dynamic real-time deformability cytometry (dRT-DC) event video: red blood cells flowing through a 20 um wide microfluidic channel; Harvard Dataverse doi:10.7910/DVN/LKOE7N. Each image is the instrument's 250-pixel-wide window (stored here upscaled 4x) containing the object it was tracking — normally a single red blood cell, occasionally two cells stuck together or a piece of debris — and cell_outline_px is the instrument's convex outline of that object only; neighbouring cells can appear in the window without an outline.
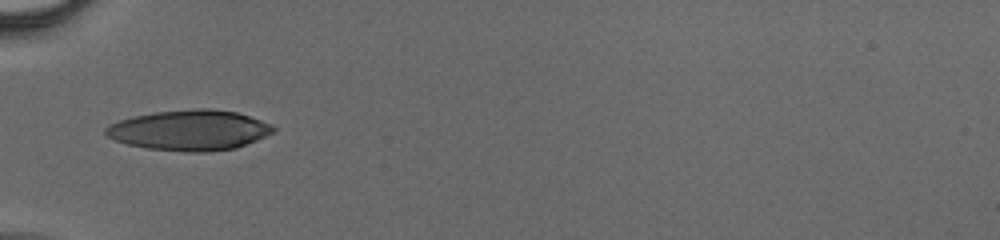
{"species": "human", "species_latin": "Homo sapiens", "temperature_condition": "cold", "stored_images_in_passage": 36, "camera_frame_rate_fps": 3000, "um_per_image_px": 0.085, "donor": {"sex": "male"}, "frame": {"image": 1, "passage_image": 1, "time_ms": 0.0, "image_size_px": [1000, 240], "cell_outline_px": [[276, 132], [236, 148], [208, 152], [192, 152], [148, 148], [128, 144], [104, 136], [104, 128], [108, 124], [132, 116], [156, 112], [196, 108], [212, 108], [236, 112], [272, 124], [276, 128]], "centroid_in_image_um": [16.11, 11.06], "position_along_channel_um": 68.9, "area_um2": 39.54}}
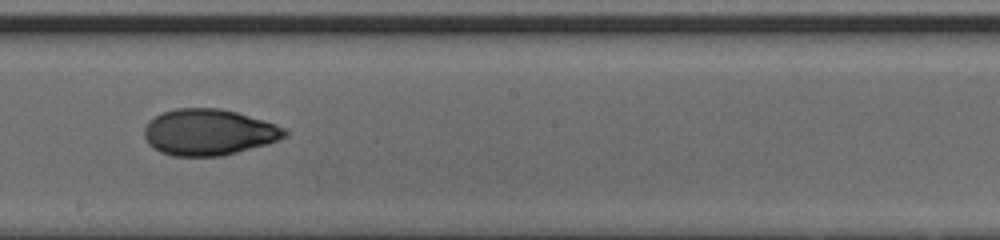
{"frame": {"image": 2, "passage_image": 14, "time_ms": 4.333, "image_size_px": [1000, 240], "cell_outline_px": [[288, 136], [268, 144], [220, 156], [172, 156], [160, 152], [148, 144], [144, 136], [144, 128], [148, 120], [164, 112], [176, 108], [220, 108], [236, 112], [264, 120], [288, 128]], "centroid_in_image_um": [17.76, 11.24], "position_along_channel_um": 230.4, "area_um2": 38.03}}
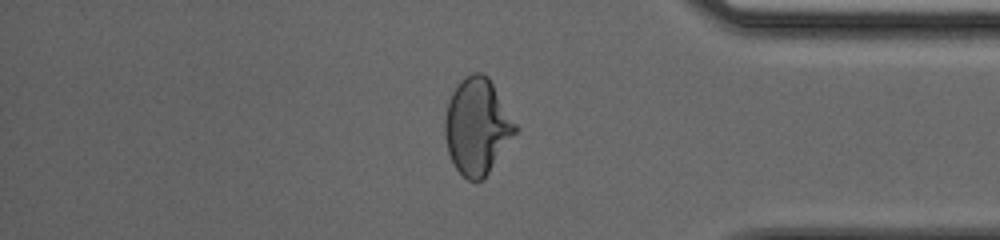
{"frame": {"image": 3, "passage_image": 28, "time_ms": 9.0, "image_size_px": [1000, 240], "cell_outline_px": [[516, 132], [488, 172], [480, 180], [468, 180], [456, 168], [448, 152], [444, 132], [444, 120], [448, 104], [452, 92], [460, 80], [464, 76], [472, 72], [480, 72], [488, 76], [516, 124]], "centroid_in_image_um": [40.53, 10.7], "position_along_channel_um": 394.7, "area_um2": 38.73}}